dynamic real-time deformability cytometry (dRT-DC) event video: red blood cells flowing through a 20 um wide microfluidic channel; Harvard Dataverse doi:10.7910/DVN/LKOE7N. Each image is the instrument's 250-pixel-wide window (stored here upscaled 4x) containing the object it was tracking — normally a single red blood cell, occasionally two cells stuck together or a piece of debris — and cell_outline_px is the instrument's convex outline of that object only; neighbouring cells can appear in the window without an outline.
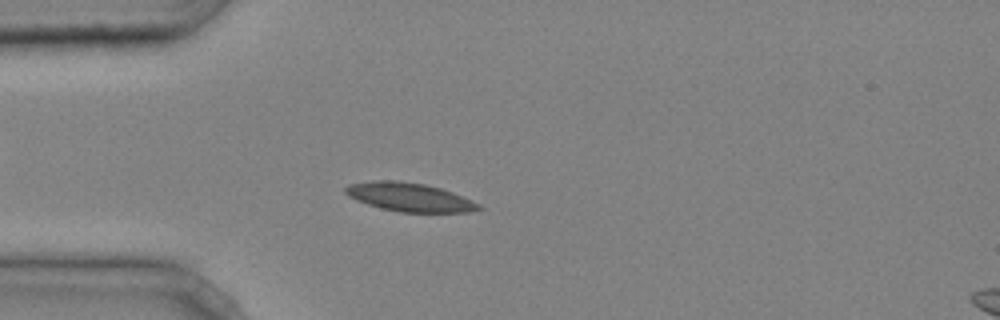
{"species": "common noctule bat (a hibernating species)", "species_latin": "Nyctalus noctula", "temperature_condition": "cold", "stored_images_in_passage": 37, "camera_frame_rate_fps": 3000, "um_per_image_px": 0.085, "animal": {"sex": "male", "body_mass_g": 20.4}, "frame": {"image": 1, "passage_image": 5, "time_ms": 1.333, "image_size_px": [1000, 320], "cell_outline_px": [[484, 208], [468, 212], [400, 212], [380, 208], [356, 200], [348, 196], [344, 192], [344, 188], [348, 184], [372, 180], [396, 180], [424, 184], [440, 188], [452, 192], [472, 200], [480, 204]], "centroid_in_image_um": [34.78, 16.75], "position_along_channel_um": 50.2, "area_um2": 22.31}}
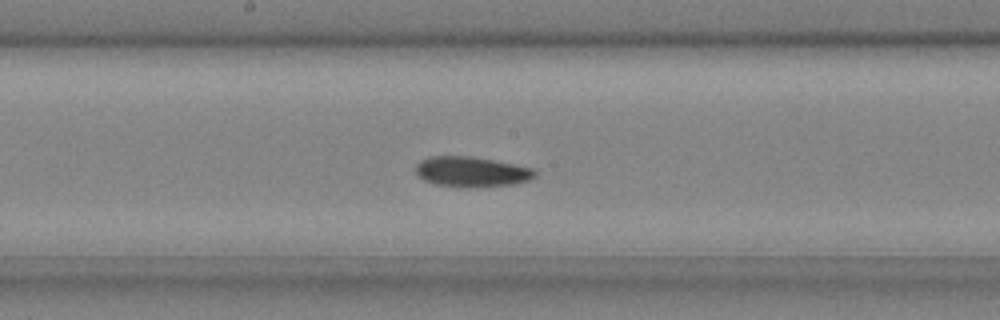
{"frame": {"image": 2, "passage_image": 17, "time_ms": 5.333, "image_size_px": [1000, 320], "cell_outline_px": [[536, 176], [528, 180], [512, 184], [472, 188], [468, 188], [436, 184], [424, 180], [416, 172], [416, 164], [420, 160], [428, 156], [472, 156], [532, 168], [536, 172]], "centroid_in_image_um": [40.05, 14.6], "position_along_channel_um": 208.1, "area_um2": 20.92}}
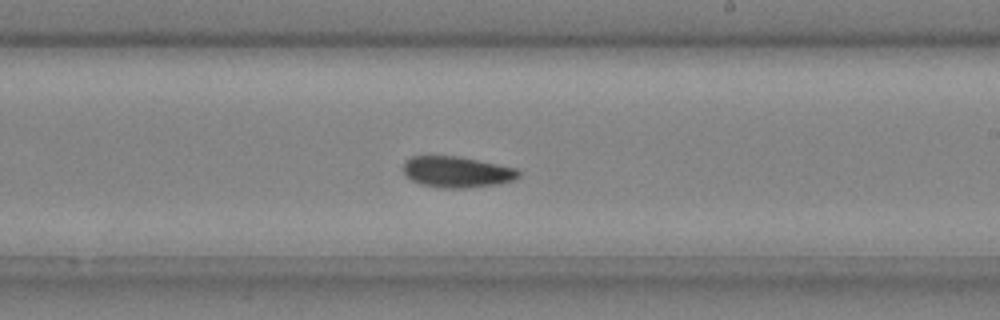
{"frame": {"image": 3, "passage_image": 20, "time_ms": 6.333, "image_size_px": [1000, 320], "cell_outline_px": [[520, 176], [512, 180], [496, 184], [464, 188], [440, 188], [420, 184], [412, 180], [404, 172], [404, 160], [412, 156], [456, 156], [516, 168], [520, 172]], "centroid_in_image_um": [38.81, 14.62], "position_along_channel_um": 250.2, "area_um2": 20.63}, "authors_computed_cell_mechanics": {"area_um2": 20.9814, "velocity_mm_per_s": 4.2127, "shape_relaxation_time_tau1_ms": 4.8775, "shape_relaxation_time_tau2_ms": 9.4245, "deformation_change_tau1": 0.1105, "deformation_change_tau2": 0.1253}}